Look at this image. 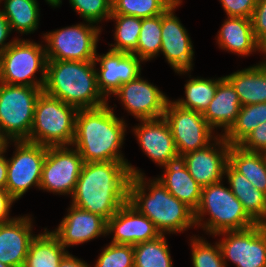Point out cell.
Instances as JSON below:
<instances>
[{"label":"cell","mask_w":266,"mask_h":267,"mask_svg":"<svg viewBox=\"0 0 266 267\" xmlns=\"http://www.w3.org/2000/svg\"><path fill=\"white\" fill-rule=\"evenodd\" d=\"M230 146L218 135L214 143L184 155L189 174L202 188L223 180Z\"/></svg>","instance_id":"18"},{"label":"cell","mask_w":266,"mask_h":267,"mask_svg":"<svg viewBox=\"0 0 266 267\" xmlns=\"http://www.w3.org/2000/svg\"><path fill=\"white\" fill-rule=\"evenodd\" d=\"M180 4H182V0H177L161 14L160 53L163 54L174 72L185 75L193 70L194 48L187 29L182 25L179 17L174 14Z\"/></svg>","instance_id":"13"},{"label":"cell","mask_w":266,"mask_h":267,"mask_svg":"<svg viewBox=\"0 0 266 267\" xmlns=\"http://www.w3.org/2000/svg\"><path fill=\"white\" fill-rule=\"evenodd\" d=\"M109 20L116 21L114 29V44H109V50L115 52L133 53L138 47V37L141 29V18L111 14Z\"/></svg>","instance_id":"33"},{"label":"cell","mask_w":266,"mask_h":267,"mask_svg":"<svg viewBox=\"0 0 266 267\" xmlns=\"http://www.w3.org/2000/svg\"><path fill=\"white\" fill-rule=\"evenodd\" d=\"M187 80L184 85L185 98H179L174 102L180 107L204 113L215 96L218 83L224 78L205 79L202 77Z\"/></svg>","instance_id":"30"},{"label":"cell","mask_w":266,"mask_h":267,"mask_svg":"<svg viewBox=\"0 0 266 267\" xmlns=\"http://www.w3.org/2000/svg\"><path fill=\"white\" fill-rule=\"evenodd\" d=\"M223 238L218 244L226 266L266 267V237L258 224L240 231H225L215 235ZM228 261V262H227Z\"/></svg>","instance_id":"14"},{"label":"cell","mask_w":266,"mask_h":267,"mask_svg":"<svg viewBox=\"0 0 266 267\" xmlns=\"http://www.w3.org/2000/svg\"><path fill=\"white\" fill-rule=\"evenodd\" d=\"M224 77L232 84L242 106L266 103V64L256 63Z\"/></svg>","instance_id":"25"},{"label":"cell","mask_w":266,"mask_h":267,"mask_svg":"<svg viewBox=\"0 0 266 267\" xmlns=\"http://www.w3.org/2000/svg\"><path fill=\"white\" fill-rule=\"evenodd\" d=\"M94 267H134L133 245L109 243L102 249Z\"/></svg>","instance_id":"37"},{"label":"cell","mask_w":266,"mask_h":267,"mask_svg":"<svg viewBox=\"0 0 266 267\" xmlns=\"http://www.w3.org/2000/svg\"><path fill=\"white\" fill-rule=\"evenodd\" d=\"M165 235L139 243L134 248V267H173Z\"/></svg>","instance_id":"32"},{"label":"cell","mask_w":266,"mask_h":267,"mask_svg":"<svg viewBox=\"0 0 266 267\" xmlns=\"http://www.w3.org/2000/svg\"><path fill=\"white\" fill-rule=\"evenodd\" d=\"M163 168V174L156 179L171 195L195 211L200 202L202 187L189 174L184 156L176 155Z\"/></svg>","instance_id":"22"},{"label":"cell","mask_w":266,"mask_h":267,"mask_svg":"<svg viewBox=\"0 0 266 267\" xmlns=\"http://www.w3.org/2000/svg\"><path fill=\"white\" fill-rule=\"evenodd\" d=\"M84 163L72 146L47 147L39 190L72 197Z\"/></svg>","instance_id":"12"},{"label":"cell","mask_w":266,"mask_h":267,"mask_svg":"<svg viewBox=\"0 0 266 267\" xmlns=\"http://www.w3.org/2000/svg\"><path fill=\"white\" fill-rule=\"evenodd\" d=\"M12 144V141H7L4 152L0 154V189L6 188L7 181V158L4 155L9 147Z\"/></svg>","instance_id":"45"},{"label":"cell","mask_w":266,"mask_h":267,"mask_svg":"<svg viewBox=\"0 0 266 267\" xmlns=\"http://www.w3.org/2000/svg\"><path fill=\"white\" fill-rule=\"evenodd\" d=\"M177 0H112V14L149 18L163 14Z\"/></svg>","instance_id":"35"},{"label":"cell","mask_w":266,"mask_h":267,"mask_svg":"<svg viewBox=\"0 0 266 267\" xmlns=\"http://www.w3.org/2000/svg\"><path fill=\"white\" fill-rule=\"evenodd\" d=\"M15 151L7 158L6 190L17 201L33 186L40 188L47 147L26 140L12 141Z\"/></svg>","instance_id":"11"},{"label":"cell","mask_w":266,"mask_h":267,"mask_svg":"<svg viewBox=\"0 0 266 267\" xmlns=\"http://www.w3.org/2000/svg\"><path fill=\"white\" fill-rule=\"evenodd\" d=\"M106 234H114L111 243L133 246L161 236L154 223L128 201L107 221Z\"/></svg>","instance_id":"17"},{"label":"cell","mask_w":266,"mask_h":267,"mask_svg":"<svg viewBox=\"0 0 266 267\" xmlns=\"http://www.w3.org/2000/svg\"><path fill=\"white\" fill-rule=\"evenodd\" d=\"M31 241L24 267H59L68 252L58 238L47 228Z\"/></svg>","instance_id":"28"},{"label":"cell","mask_w":266,"mask_h":267,"mask_svg":"<svg viewBox=\"0 0 266 267\" xmlns=\"http://www.w3.org/2000/svg\"><path fill=\"white\" fill-rule=\"evenodd\" d=\"M161 14L141 19L138 47L133 52L143 62L150 61L160 54L161 49Z\"/></svg>","instance_id":"34"},{"label":"cell","mask_w":266,"mask_h":267,"mask_svg":"<svg viewBox=\"0 0 266 267\" xmlns=\"http://www.w3.org/2000/svg\"><path fill=\"white\" fill-rule=\"evenodd\" d=\"M11 28L8 20L4 16L2 10L0 9V54L8 48L16 39L15 37L9 42H5L7 38L11 35Z\"/></svg>","instance_id":"43"},{"label":"cell","mask_w":266,"mask_h":267,"mask_svg":"<svg viewBox=\"0 0 266 267\" xmlns=\"http://www.w3.org/2000/svg\"><path fill=\"white\" fill-rule=\"evenodd\" d=\"M251 22L254 36L259 40L266 34V0H257Z\"/></svg>","instance_id":"41"},{"label":"cell","mask_w":266,"mask_h":267,"mask_svg":"<svg viewBox=\"0 0 266 267\" xmlns=\"http://www.w3.org/2000/svg\"><path fill=\"white\" fill-rule=\"evenodd\" d=\"M219 49L249 56L258 52V40L254 36L251 19L227 17L216 36Z\"/></svg>","instance_id":"23"},{"label":"cell","mask_w":266,"mask_h":267,"mask_svg":"<svg viewBox=\"0 0 266 267\" xmlns=\"http://www.w3.org/2000/svg\"><path fill=\"white\" fill-rule=\"evenodd\" d=\"M193 236L190 237L193 267H227L217 241L212 245L204 237Z\"/></svg>","instance_id":"36"},{"label":"cell","mask_w":266,"mask_h":267,"mask_svg":"<svg viewBox=\"0 0 266 267\" xmlns=\"http://www.w3.org/2000/svg\"><path fill=\"white\" fill-rule=\"evenodd\" d=\"M0 267H11V266H8V265L3 264V263L0 262Z\"/></svg>","instance_id":"50"},{"label":"cell","mask_w":266,"mask_h":267,"mask_svg":"<svg viewBox=\"0 0 266 267\" xmlns=\"http://www.w3.org/2000/svg\"><path fill=\"white\" fill-rule=\"evenodd\" d=\"M228 163L243 174L252 185L266 194V158L262 152L242 149L239 145H231Z\"/></svg>","instance_id":"27"},{"label":"cell","mask_w":266,"mask_h":267,"mask_svg":"<svg viewBox=\"0 0 266 267\" xmlns=\"http://www.w3.org/2000/svg\"><path fill=\"white\" fill-rule=\"evenodd\" d=\"M69 3L84 21L97 26L112 14V0H69Z\"/></svg>","instance_id":"38"},{"label":"cell","mask_w":266,"mask_h":267,"mask_svg":"<svg viewBox=\"0 0 266 267\" xmlns=\"http://www.w3.org/2000/svg\"><path fill=\"white\" fill-rule=\"evenodd\" d=\"M113 108L107 102L96 108L78 109L71 146L85 163L128 161L121 153L127 123L117 117Z\"/></svg>","instance_id":"2"},{"label":"cell","mask_w":266,"mask_h":267,"mask_svg":"<svg viewBox=\"0 0 266 267\" xmlns=\"http://www.w3.org/2000/svg\"><path fill=\"white\" fill-rule=\"evenodd\" d=\"M168 123L179 155L203 149L218 137L203 114L169 100L163 115Z\"/></svg>","instance_id":"10"},{"label":"cell","mask_w":266,"mask_h":267,"mask_svg":"<svg viewBox=\"0 0 266 267\" xmlns=\"http://www.w3.org/2000/svg\"><path fill=\"white\" fill-rule=\"evenodd\" d=\"M31 215L17 216L0 222V262L11 267H24L33 234Z\"/></svg>","instance_id":"21"},{"label":"cell","mask_w":266,"mask_h":267,"mask_svg":"<svg viewBox=\"0 0 266 267\" xmlns=\"http://www.w3.org/2000/svg\"><path fill=\"white\" fill-rule=\"evenodd\" d=\"M242 149L252 152H266V122L259 124L239 144Z\"/></svg>","instance_id":"40"},{"label":"cell","mask_w":266,"mask_h":267,"mask_svg":"<svg viewBox=\"0 0 266 267\" xmlns=\"http://www.w3.org/2000/svg\"><path fill=\"white\" fill-rule=\"evenodd\" d=\"M45 45L16 37L0 54V82L44 88L47 70ZM40 71V77L35 75Z\"/></svg>","instance_id":"7"},{"label":"cell","mask_w":266,"mask_h":267,"mask_svg":"<svg viewBox=\"0 0 266 267\" xmlns=\"http://www.w3.org/2000/svg\"><path fill=\"white\" fill-rule=\"evenodd\" d=\"M266 122V103L240 107L236 121L222 136L230 145H238L259 124Z\"/></svg>","instance_id":"31"},{"label":"cell","mask_w":266,"mask_h":267,"mask_svg":"<svg viewBox=\"0 0 266 267\" xmlns=\"http://www.w3.org/2000/svg\"><path fill=\"white\" fill-rule=\"evenodd\" d=\"M144 175L128 161L84 163L71 204L108 221L127 201L131 176Z\"/></svg>","instance_id":"1"},{"label":"cell","mask_w":266,"mask_h":267,"mask_svg":"<svg viewBox=\"0 0 266 267\" xmlns=\"http://www.w3.org/2000/svg\"><path fill=\"white\" fill-rule=\"evenodd\" d=\"M78 109L41 92L34 108V120L26 141L46 147L71 146Z\"/></svg>","instance_id":"6"},{"label":"cell","mask_w":266,"mask_h":267,"mask_svg":"<svg viewBox=\"0 0 266 267\" xmlns=\"http://www.w3.org/2000/svg\"><path fill=\"white\" fill-rule=\"evenodd\" d=\"M42 88L0 82V133L7 141L27 140Z\"/></svg>","instance_id":"8"},{"label":"cell","mask_w":266,"mask_h":267,"mask_svg":"<svg viewBox=\"0 0 266 267\" xmlns=\"http://www.w3.org/2000/svg\"><path fill=\"white\" fill-rule=\"evenodd\" d=\"M94 62L100 63V67L95 69L97 86L107 101L108 97H113L122 84L136 79L141 74L143 63L133 53L111 50L102 55L96 53Z\"/></svg>","instance_id":"16"},{"label":"cell","mask_w":266,"mask_h":267,"mask_svg":"<svg viewBox=\"0 0 266 267\" xmlns=\"http://www.w3.org/2000/svg\"><path fill=\"white\" fill-rule=\"evenodd\" d=\"M15 202L16 200L6 189H0V222H8L15 218L9 216L12 204Z\"/></svg>","instance_id":"42"},{"label":"cell","mask_w":266,"mask_h":267,"mask_svg":"<svg viewBox=\"0 0 266 267\" xmlns=\"http://www.w3.org/2000/svg\"><path fill=\"white\" fill-rule=\"evenodd\" d=\"M230 190L242 203L246 213L256 222L266 219V194L257 188L241 173L237 172L229 163L225 168V175Z\"/></svg>","instance_id":"26"},{"label":"cell","mask_w":266,"mask_h":267,"mask_svg":"<svg viewBox=\"0 0 266 267\" xmlns=\"http://www.w3.org/2000/svg\"><path fill=\"white\" fill-rule=\"evenodd\" d=\"M258 52L265 55V58L259 63L266 64V34L258 40Z\"/></svg>","instance_id":"46"},{"label":"cell","mask_w":266,"mask_h":267,"mask_svg":"<svg viewBox=\"0 0 266 267\" xmlns=\"http://www.w3.org/2000/svg\"><path fill=\"white\" fill-rule=\"evenodd\" d=\"M4 1L2 12L9 22L11 32L18 34L34 33L39 27L40 9L37 0H0Z\"/></svg>","instance_id":"29"},{"label":"cell","mask_w":266,"mask_h":267,"mask_svg":"<svg viewBox=\"0 0 266 267\" xmlns=\"http://www.w3.org/2000/svg\"><path fill=\"white\" fill-rule=\"evenodd\" d=\"M102 27L91 22L44 33L47 60L92 61L97 53Z\"/></svg>","instance_id":"9"},{"label":"cell","mask_w":266,"mask_h":267,"mask_svg":"<svg viewBox=\"0 0 266 267\" xmlns=\"http://www.w3.org/2000/svg\"><path fill=\"white\" fill-rule=\"evenodd\" d=\"M49 6H52L53 8L60 7L62 4V0H45Z\"/></svg>","instance_id":"47"},{"label":"cell","mask_w":266,"mask_h":267,"mask_svg":"<svg viewBox=\"0 0 266 267\" xmlns=\"http://www.w3.org/2000/svg\"><path fill=\"white\" fill-rule=\"evenodd\" d=\"M138 120L157 119L164 115L169 97L141 74L134 80L122 84L113 96Z\"/></svg>","instance_id":"15"},{"label":"cell","mask_w":266,"mask_h":267,"mask_svg":"<svg viewBox=\"0 0 266 267\" xmlns=\"http://www.w3.org/2000/svg\"><path fill=\"white\" fill-rule=\"evenodd\" d=\"M59 267H91V266L84 260L78 259L74 255L70 254L68 251L60 260Z\"/></svg>","instance_id":"44"},{"label":"cell","mask_w":266,"mask_h":267,"mask_svg":"<svg viewBox=\"0 0 266 267\" xmlns=\"http://www.w3.org/2000/svg\"><path fill=\"white\" fill-rule=\"evenodd\" d=\"M227 17L251 19L257 0H219Z\"/></svg>","instance_id":"39"},{"label":"cell","mask_w":266,"mask_h":267,"mask_svg":"<svg viewBox=\"0 0 266 267\" xmlns=\"http://www.w3.org/2000/svg\"><path fill=\"white\" fill-rule=\"evenodd\" d=\"M7 140L2 136L0 133V154L4 152L5 146H6Z\"/></svg>","instance_id":"48"},{"label":"cell","mask_w":266,"mask_h":267,"mask_svg":"<svg viewBox=\"0 0 266 267\" xmlns=\"http://www.w3.org/2000/svg\"><path fill=\"white\" fill-rule=\"evenodd\" d=\"M241 106L238 94L224 77L218 83L215 96L203 113V117L213 130L222 128L221 133H224H220V135H223L236 121Z\"/></svg>","instance_id":"24"},{"label":"cell","mask_w":266,"mask_h":267,"mask_svg":"<svg viewBox=\"0 0 266 267\" xmlns=\"http://www.w3.org/2000/svg\"><path fill=\"white\" fill-rule=\"evenodd\" d=\"M97 62L48 60L43 91L77 109L96 108L108 101L100 93Z\"/></svg>","instance_id":"4"},{"label":"cell","mask_w":266,"mask_h":267,"mask_svg":"<svg viewBox=\"0 0 266 267\" xmlns=\"http://www.w3.org/2000/svg\"><path fill=\"white\" fill-rule=\"evenodd\" d=\"M128 202L149 218L161 235L196 228L194 211L171 195L156 178L148 180L145 174L131 176Z\"/></svg>","instance_id":"3"},{"label":"cell","mask_w":266,"mask_h":267,"mask_svg":"<svg viewBox=\"0 0 266 267\" xmlns=\"http://www.w3.org/2000/svg\"><path fill=\"white\" fill-rule=\"evenodd\" d=\"M223 182L203 187L199 205L194 211L195 226L202 227L207 235L213 237L221 232L245 230L257 224ZM206 215L210 216L209 219L205 218Z\"/></svg>","instance_id":"5"},{"label":"cell","mask_w":266,"mask_h":267,"mask_svg":"<svg viewBox=\"0 0 266 267\" xmlns=\"http://www.w3.org/2000/svg\"><path fill=\"white\" fill-rule=\"evenodd\" d=\"M141 123L133 127L141 150L155 164L163 167L171 158L178 155L170 127L164 117L138 120Z\"/></svg>","instance_id":"20"},{"label":"cell","mask_w":266,"mask_h":267,"mask_svg":"<svg viewBox=\"0 0 266 267\" xmlns=\"http://www.w3.org/2000/svg\"><path fill=\"white\" fill-rule=\"evenodd\" d=\"M262 231V233L265 235L266 237V219L262 220L260 222L257 223Z\"/></svg>","instance_id":"49"},{"label":"cell","mask_w":266,"mask_h":267,"mask_svg":"<svg viewBox=\"0 0 266 267\" xmlns=\"http://www.w3.org/2000/svg\"><path fill=\"white\" fill-rule=\"evenodd\" d=\"M68 213L51 232L67 250L70 246L84 244L98 237L107 236V221L89 211L70 205Z\"/></svg>","instance_id":"19"}]
</instances>
